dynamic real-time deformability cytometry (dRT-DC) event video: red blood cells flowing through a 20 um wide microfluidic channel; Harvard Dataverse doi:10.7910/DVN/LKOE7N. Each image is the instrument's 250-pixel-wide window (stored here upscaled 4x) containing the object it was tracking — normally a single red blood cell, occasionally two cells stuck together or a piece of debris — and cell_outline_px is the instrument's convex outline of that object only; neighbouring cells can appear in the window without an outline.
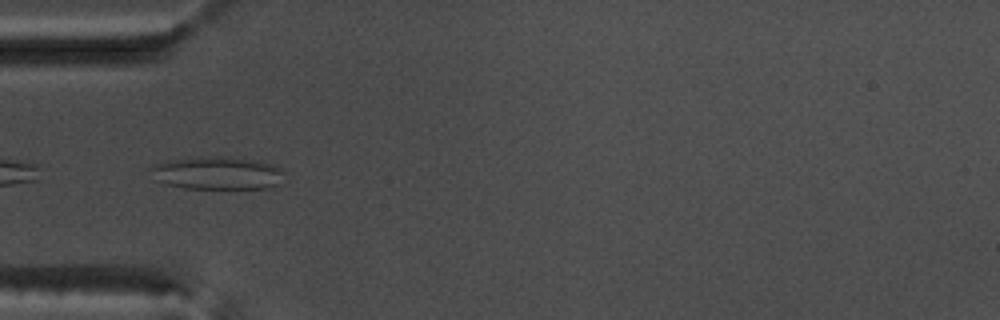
{"species": "common noctule bat (a hibernating species)", "species_latin": "Nyctalus noctula", "temperature_condition": "warm", "stored_images_in_passage": 53, "camera_frame_rate_fps": 3000, "um_per_image_px": 0.085, "animal": {"sex": "male", "body_mass_g": 17.5, "forearm_length_mm": 52.3}, "frame": {"image": 1, "passage_image": 16, "time_ms": 5.0, "image_size_px": [1000, 320], "cell_outline_px": [[284, 184], [268, 188], [184, 188], [168, 184], [156, 180], [148, 168], [156, 164], [168, 160], [196, 156], [228, 156], [252, 160], [272, 164], [280, 168], [284, 172]], "centroid_in_image_um": [18.51, 14.7], "position_along_channel_um": 66.5, "area_um2": 25.95}}
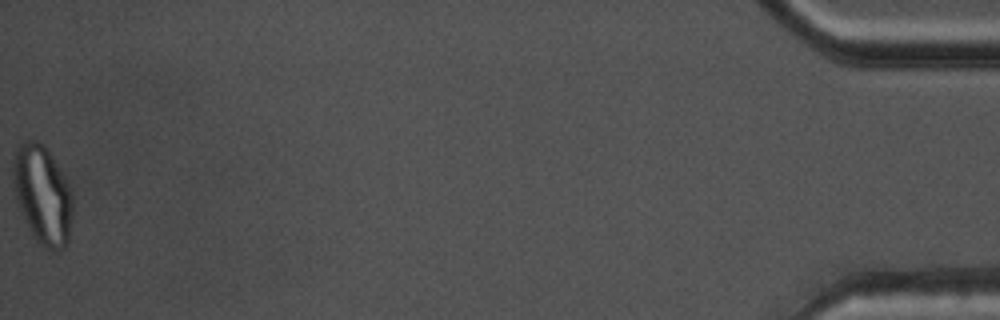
{"frame": {"image": 2, "passage_image": 53, "time_ms": 17.333, "image_size_px": [1000, 320], "cell_outline_px": [[72, 220], [68, 244], [64, 248], [52, 252], [40, 244], [32, 236], [20, 212], [16, 200], [12, 176], [12, 164], [16, 148], [24, 140], [40, 140], [44, 144], [68, 184], [72, 192]], "centroid_in_image_um": [3.6, 16.58], "position_along_channel_um": 431.6, "area_um2": 34.68}, "authors_computed_cell_mechanics": {"area_um2": 29.3624, "velocity_mm_per_s": 3.7754, "shape_relaxation_time_tau1_ms": null, "shape_relaxation_time_tau2_ms": 1.5456, "deformation_change_tau1": null, "deformation_change_tau2": 0.0786}}